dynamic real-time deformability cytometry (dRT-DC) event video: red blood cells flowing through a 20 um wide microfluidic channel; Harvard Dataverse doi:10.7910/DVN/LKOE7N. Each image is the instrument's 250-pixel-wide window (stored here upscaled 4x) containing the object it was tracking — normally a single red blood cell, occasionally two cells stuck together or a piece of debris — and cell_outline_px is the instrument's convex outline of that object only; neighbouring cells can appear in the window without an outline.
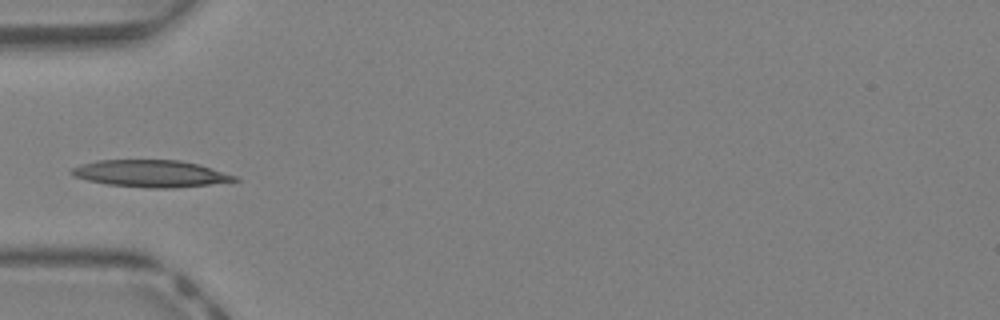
{"species": "Egyptian fruit bat (a non-hibernating species)", "species_latin": "Rousettus aegyptiacus", "temperature_condition": "warm", "stored_images_in_passage": 5, "camera_frame_rate_fps": 3000, "um_per_image_px": 0.085, "animal": {"sex": "female"}, "frame": {"image": 1, "passage_image": 1, "time_ms": 0.0, "image_size_px": [1000, 320], "cell_outline_px": [[240, 180], [208, 184], [172, 188], [148, 188], [108, 184], [88, 180], [72, 176], [68, 172], [72, 168], [80, 164], [96, 160], [180, 160], [200, 164], [236, 176]], "centroid_in_image_um": [12.77, 14.74], "position_along_channel_um": 72.2, "area_um2": 25.61}}